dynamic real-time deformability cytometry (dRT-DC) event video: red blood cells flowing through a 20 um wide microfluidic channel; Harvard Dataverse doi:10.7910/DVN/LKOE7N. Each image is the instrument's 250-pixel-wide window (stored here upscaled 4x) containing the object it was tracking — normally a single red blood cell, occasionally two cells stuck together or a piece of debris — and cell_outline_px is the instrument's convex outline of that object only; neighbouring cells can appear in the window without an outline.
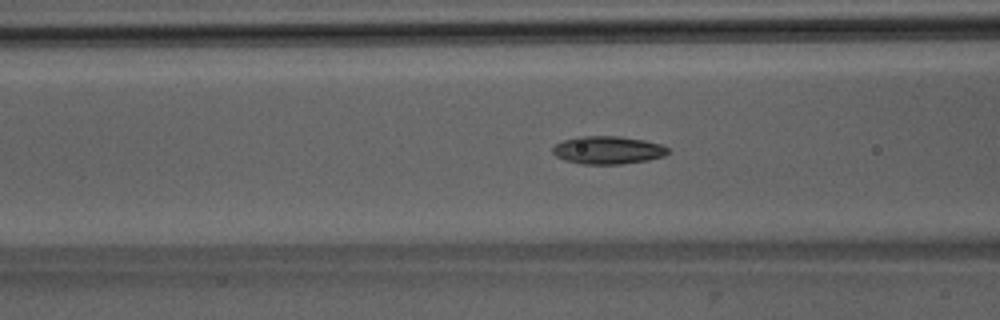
{"species": "Egyptian fruit bat (a non-hibernating species)", "species_latin": "Rousettus aegyptiacus", "temperature_condition": "room temperature", "stored_images_in_passage": 52, "camera_frame_rate_fps": 3000, "um_per_image_px": 0.085, "animal": {"sex": "male"}, "frame": {"image": 1, "passage_image": 21, "time_ms": 6.667, "image_size_px": [1000, 320], "cell_outline_px": [[668, 152], [664, 156], [648, 160], [620, 164], [580, 164], [564, 160], [556, 156], [552, 152], [552, 148], [556, 144], [564, 140], [580, 136], [620, 136], [644, 140], [660, 144], [668, 148]], "centroid_in_image_um": [51.65, 12.76], "position_along_channel_um": 115.0, "area_um2": 18.73}}
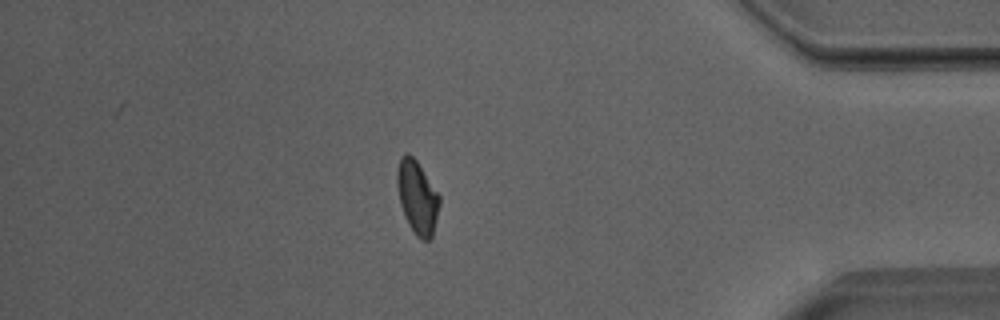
{"frame": {"image": 2, "passage_image": 45, "time_ms": 14.667, "image_size_px": [1000, 320], "cell_outline_px": [[440, 204], [432, 236], [428, 240], [420, 240], [416, 236], [408, 224], [404, 216], [400, 204], [396, 184], [396, 172], [400, 156], [404, 152], [408, 152], [416, 160], [440, 196]], "centroid_in_image_um": [35.44, 16.75], "position_along_channel_um": 399.8, "area_um2": 18.21}}
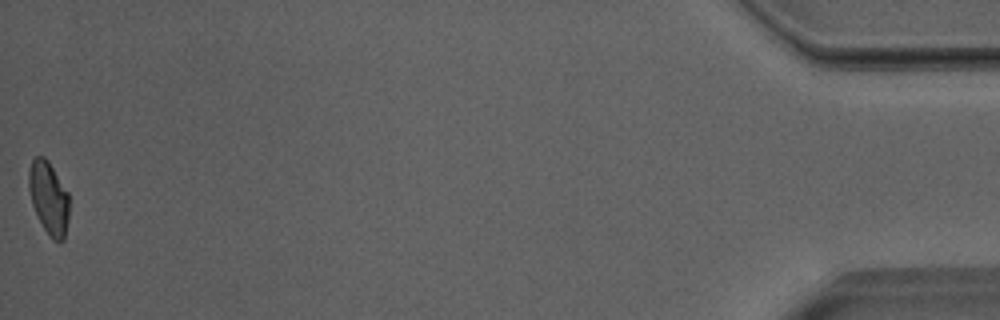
{"frame": {"image": 3, "passage_image": 52, "time_ms": 17.0, "image_size_px": [1000, 320], "cell_outline_px": [[68, 220], [64, 240], [60, 244], [52, 240], [48, 236], [32, 204], [28, 188], [28, 172], [32, 160], [36, 156], [44, 156], [48, 160], [68, 192]], "centroid_in_image_um": [4.14, 16.84], "position_along_channel_um": 431.1, "area_um2": 17.22}, "authors_computed_cell_mechanics": {"area_um2": 18.1492, "velocity_mm_per_s": 4.0038, "shape_relaxation_time_tau1_ms": 7.1637, "shape_relaxation_time_tau2_ms": 2.3575, "deformation_change_tau1": 0.1861, "deformation_change_tau2": 0.0899}}